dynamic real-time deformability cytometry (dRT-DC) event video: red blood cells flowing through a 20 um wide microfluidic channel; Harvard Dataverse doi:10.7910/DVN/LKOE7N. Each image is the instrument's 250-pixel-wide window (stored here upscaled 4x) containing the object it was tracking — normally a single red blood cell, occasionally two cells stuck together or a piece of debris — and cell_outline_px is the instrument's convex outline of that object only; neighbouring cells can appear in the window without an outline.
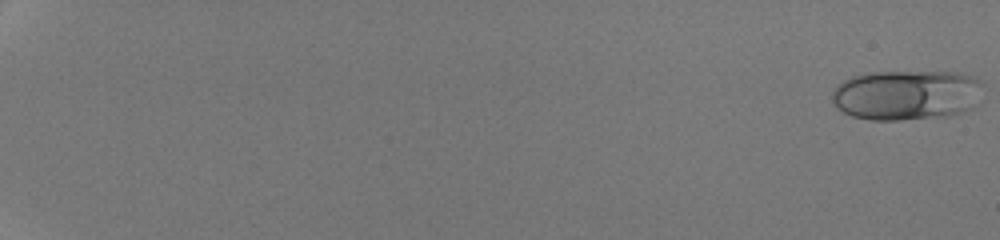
{"species": "human", "species_latin": "Homo sapiens", "temperature_condition": "room temperature", "stored_images_in_passage": 53, "camera_frame_rate_fps": 3000, "um_per_image_px": 0.085, "donor": {"sex": "male"}, "frame": {"image": 1, "passage_image": 1, "time_ms": 0.0, "image_size_px": [1000, 240], "cell_outline_px": [[980, 84], [976, 104], [972, 108], [948, 116], [900, 120], [872, 120], [852, 116], [836, 108], [832, 100], [832, 92], [844, 80], [852, 76], [872, 72], [956, 72], [976, 76], [980, 80]], "centroid_in_image_um": [77.04, 8.07], "position_along_channel_um": 8.0, "area_um2": 44.1}}
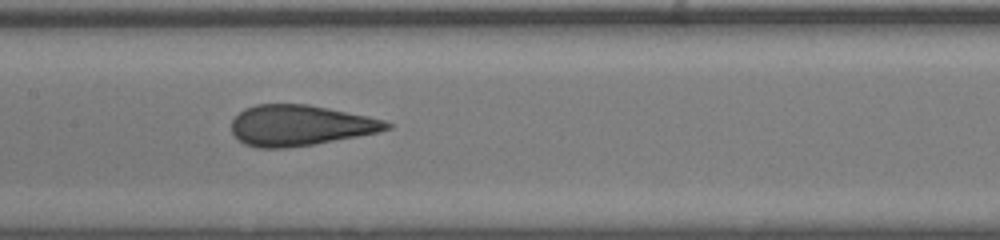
{"frame": {"image": 2, "passage_image": 31, "time_ms": 10.0, "image_size_px": [1000, 240], "cell_outline_px": [[392, 128], [380, 132], [312, 144], [284, 148], [256, 148], [244, 144], [232, 132], [232, 120], [244, 108], [256, 104], [308, 104], [368, 116], [384, 120], [392, 124]], "centroid_in_image_um": [25.51, 10.65], "position_along_channel_um": 181.9, "area_um2": 36.65}}
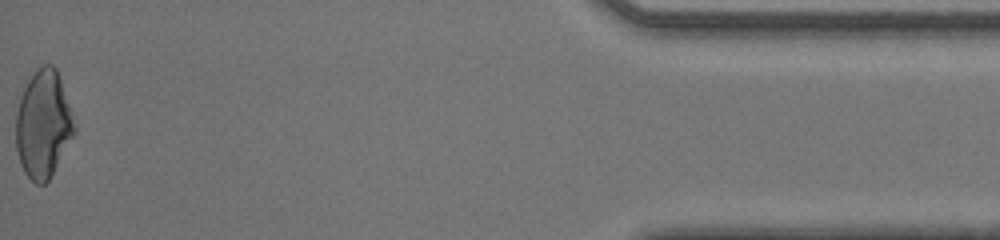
{"frame": {"image": 3, "passage_image": 53, "time_ms": 17.333, "image_size_px": [1000, 240], "cell_outline_px": [[76, 128], [52, 176], [44, 184], [36, 184], [24, 172], [20, 164], [16, 148], [16, 112], [20, 96], [28, 80], [36, 68], [44, 64], [52, 64], [56, 68]], "centroid_in_image_um": [3.64, 10.57], "position_along_channel_um": 431.6, "area_um2": 36.24}}